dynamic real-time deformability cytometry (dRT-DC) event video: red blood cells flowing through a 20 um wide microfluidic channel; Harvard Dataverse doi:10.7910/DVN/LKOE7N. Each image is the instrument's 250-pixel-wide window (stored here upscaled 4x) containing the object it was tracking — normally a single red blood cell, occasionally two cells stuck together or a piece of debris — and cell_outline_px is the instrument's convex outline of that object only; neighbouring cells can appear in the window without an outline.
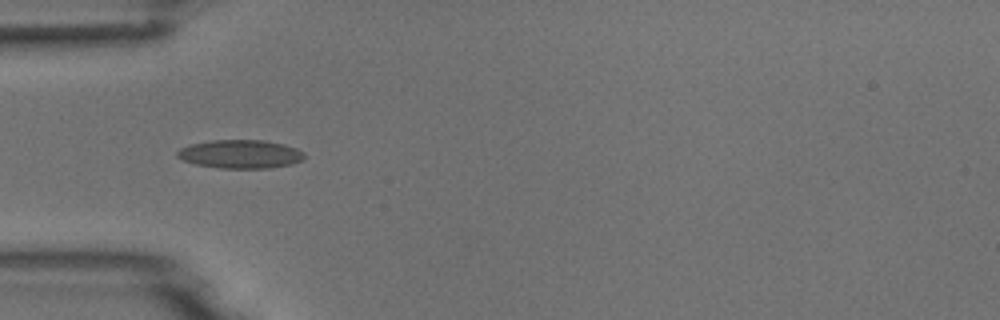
{"species": "common noctule bat (a hibernating species)", "species_latin": "Nyctalus noctula", "temperature_condition": "room temperature", "stored_images_in_passage": 7, "camera_frame_rate_fps": 3000, "um_per_image_px": 0.085, "animal": {"sex": "male", "body_mass_g": 18.8}, "frame": {"image": 1, "passage_image": 4, "time_ms": 3.667, "image_size_px": [1000, 320], "cell_outline_px": [[304, 160], [292, 164], [268, 168], [220, 168], [196, 164], [184, 160], [176, 156], [176, 152], [180, 148], [188, 144], [212, 140], [264, 140], [284, 144], [296, 148], [304, 152]], "centroid_in_image_um": [20.43, 13.09], "position_along_channel_um": 64.6, "area_um2": 21.21}}